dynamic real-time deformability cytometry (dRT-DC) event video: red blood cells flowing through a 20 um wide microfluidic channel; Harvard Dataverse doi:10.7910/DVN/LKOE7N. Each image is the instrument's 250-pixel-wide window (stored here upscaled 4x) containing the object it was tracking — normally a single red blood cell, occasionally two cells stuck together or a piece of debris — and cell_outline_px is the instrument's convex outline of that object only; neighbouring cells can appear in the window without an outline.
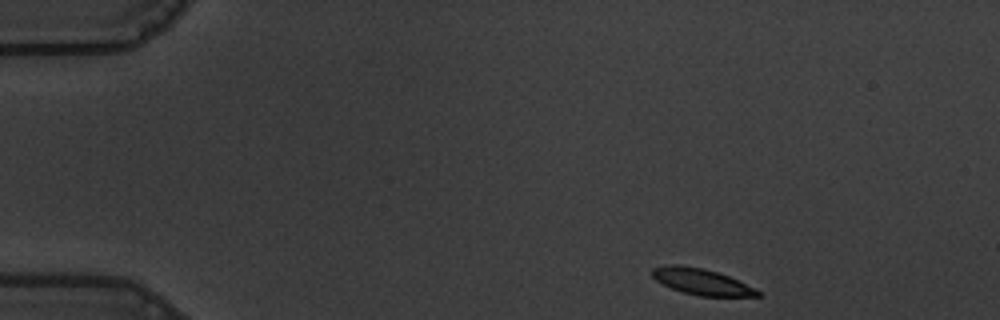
{"species": "common noctule bat (a hibernating species)", "species_latin": "Nyctalus noctula", "temperature_condition": "warm", "stored_images_in_passage": 51, "camera_frame_rate_fps": 3000, "um_per_image_px": 0.085, "animal": {"sex": "male", "body_mass_g": 19.5, "forearm_length_mm": 54.6}, "frame": {"image": 1, "passage_image": 1, "time_ms": 0.0, "image_size_px": [1000, 320], "cell_outline_px": [[764, 296], [700, 296], [684, 292], [672, 288], [656, 280], [652, 276], [652, 268], [672, 264], [704, 268], [728, 276], [756, 288], [764, 292]], "centroid_in_image_um": [59.7, 23.95], "position_along_channel_um": 25.3, "area_um2": 15.95}}
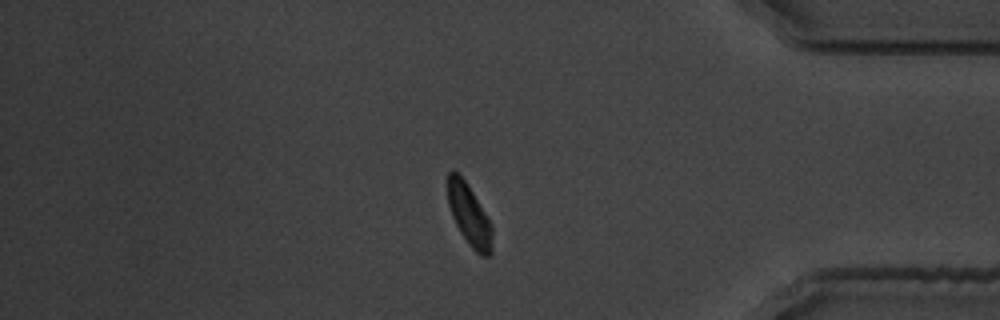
{"frame": {"image": 2, "passage_image": 42, "time_ms": 13.667, "image_size_px": [1000, 320], "cell_outline_px": [[492, 252], [488, 256], [480, 256], [468, 244], [460, 232], [452, 216], [448, 204], [448, 172], [456, 172], [468, 184], [492, 224]], "centroid_in_image_um": [39.9, 18.32], "position_along_channel_um": 395.3, "area_um2": 15.84}}
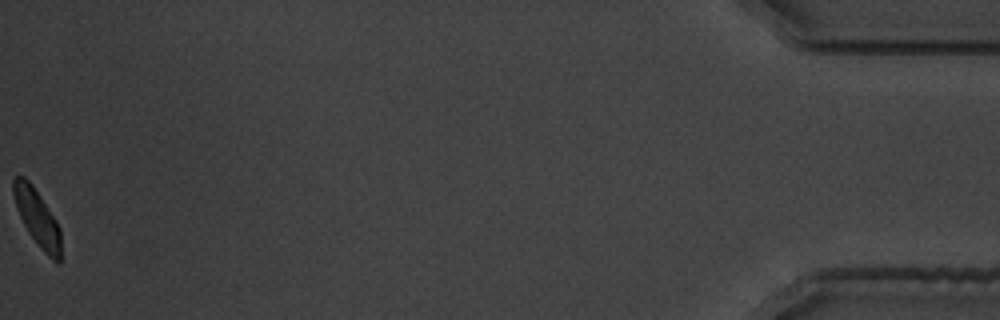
{"frame": {"image": 3, "passage_image": 51, "time_ms": 16.667, "image_size_px": [1000, 320], "cell_outline_px": [[60, 264], [56, 264], [40, 248], [28, 232], [16, 208], [12, 192], [12, 180], [16, 176], [24, 176], [32, 184], [56, 220], [60, 228]], "centroid_in_image_um": [3.15, 18.51], "position_along_channel_um": 432.0, "area_um2": 15.66}, "authors_computed_cell_mechanics": {"area_um2": 17.051, "velocity_mm_per_s": 3.5085, "shape_relaxation_time_tau1_ms": 7.3816, "shape_relaxation_time_tau2_ms": 11.2511, "deformation_change_tau1": 0.2429, "deformation_change_tau2": 0.1649}}